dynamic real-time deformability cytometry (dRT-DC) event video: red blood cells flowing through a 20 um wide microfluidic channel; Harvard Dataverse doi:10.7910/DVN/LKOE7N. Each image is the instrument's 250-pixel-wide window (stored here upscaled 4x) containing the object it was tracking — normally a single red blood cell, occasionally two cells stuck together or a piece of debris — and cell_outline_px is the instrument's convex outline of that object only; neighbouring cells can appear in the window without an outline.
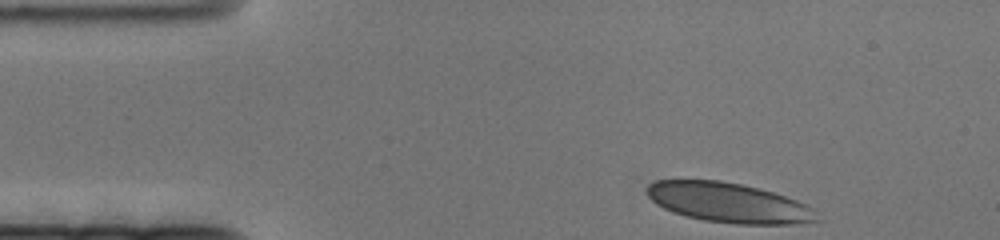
{"species": "human", "species_latin": "Homo sapiens", "temperature_condition": "cold", "stored_images_in_passage": 53, "camera_frame_rate_fps": 3000, "um_per_image_px": 0.085, "donor": {"sex": "female"}, "frame": {"image": 1, "passage_image": 1, "time_ms": 0.0, "image_size_px": [1000, 240], "cell_outline_px": [[824, 220], [792, 224], [736, 224], [704, 220], [688, 216], [664, 208], [656, 204], [648, 196], [644, 188], [648, 184], [656, 180], [720, 180], [740, 184], [772, 192], [796, 200], [812, 208]], "centroid_in_image_um": [61.93, 17.23], "position_along_channel_um": 23.1, "area_um2": 39.25}}
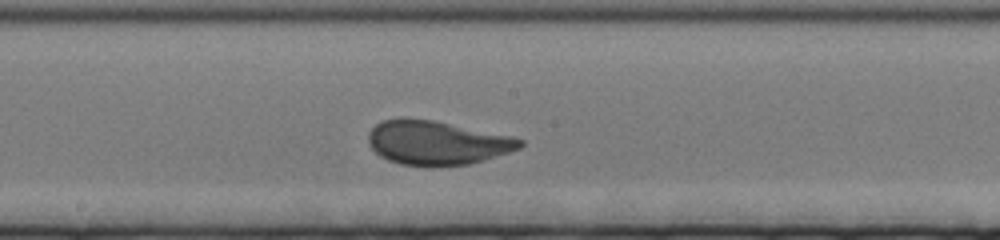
{"frame": {"image": 2, "passage_image": 31, "time_ms": 10.0, "image_size_px": [1000, 240], "cell_outline_px": [[524, 144], [520, 148], [484, 160], [468, 164], [432, 168], [428, 168], [400, 164], [388, 160], [380, 156], [368, 144], [368, 132], [376, 124], [384, 120], [400, 116], [404, 116], [432, 120], [512, 136], [524, 140]], "centroid_in_image_um": [37.09, 12.14], "position_along_channel_um": 211.1, "area_um2": 39.54}}
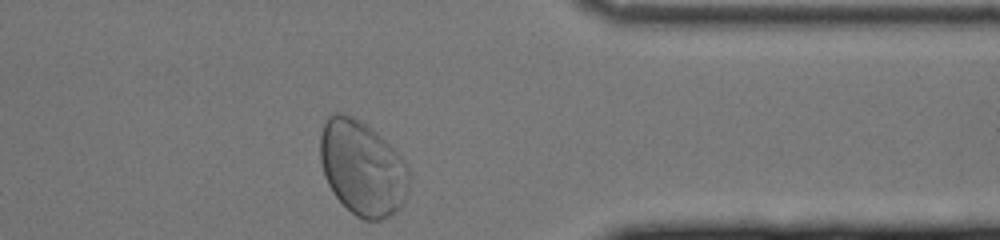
{"frame": {"image": 3, "passage_image": 53, "time_ms": 17.333, "image_size_px": [1000, 240], "cell_outline_px": [[408, 196], [404, 204], [400, 208], [388, 216], [380, 220], [364, 220], [356, 216], [336, 196], [328, 184], [324, 176], [320, 160], [320, 132], [328, 116], [332, 112], [344, 112], [360, 120], [372, 128], [408, 164]], "centroid_in_image_um": [30.79, 14.27], "position_along_channel_um": 380.6, "area_um2": 49.25}}